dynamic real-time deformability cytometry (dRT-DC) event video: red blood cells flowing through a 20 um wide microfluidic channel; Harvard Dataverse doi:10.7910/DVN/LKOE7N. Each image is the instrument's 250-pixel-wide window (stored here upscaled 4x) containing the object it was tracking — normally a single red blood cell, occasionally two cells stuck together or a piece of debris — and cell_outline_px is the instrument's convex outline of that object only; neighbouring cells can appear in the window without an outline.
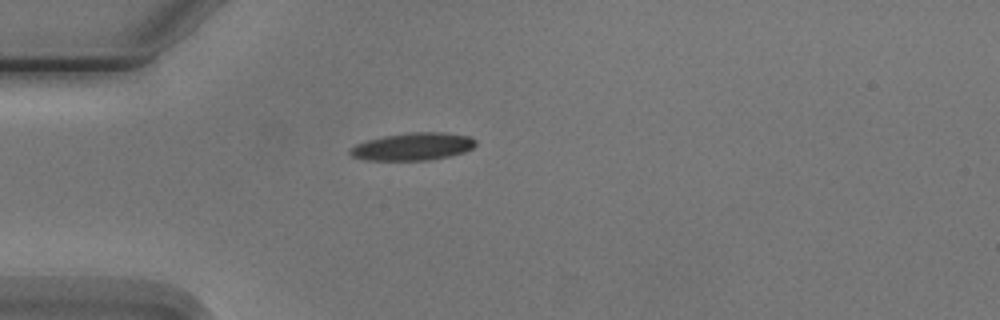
{"species": "Egyptian fruit bat (a non-hibernating species)", "species_latin": "Rousettus aegyptiacus", "temperature_condition": "cold", "stored_images_in_passage": 2, "camera_frame_rate_fps": 3000, "um_per_image_px": 0.085, "animal": {"sex": "male"}, "frame": {"image": 1, "passage_image": 1, "time_ms": 0.0, "image_size_px": [1000, 320], "cell_outline_px": [[476, 144], [472, 148], [464, 152], [448, 156], [428, 160], [364, 160], [352, 156], [348, 152], [348, 148], [356, 144], [368, 140], [384, 136], [412, 132], [444, 132], [468, 136], [476, 140]], "centroid_in_image_um": [35.07, 12.46], "position_along_channel_um": 49.9, "area_um2": 20.11}}